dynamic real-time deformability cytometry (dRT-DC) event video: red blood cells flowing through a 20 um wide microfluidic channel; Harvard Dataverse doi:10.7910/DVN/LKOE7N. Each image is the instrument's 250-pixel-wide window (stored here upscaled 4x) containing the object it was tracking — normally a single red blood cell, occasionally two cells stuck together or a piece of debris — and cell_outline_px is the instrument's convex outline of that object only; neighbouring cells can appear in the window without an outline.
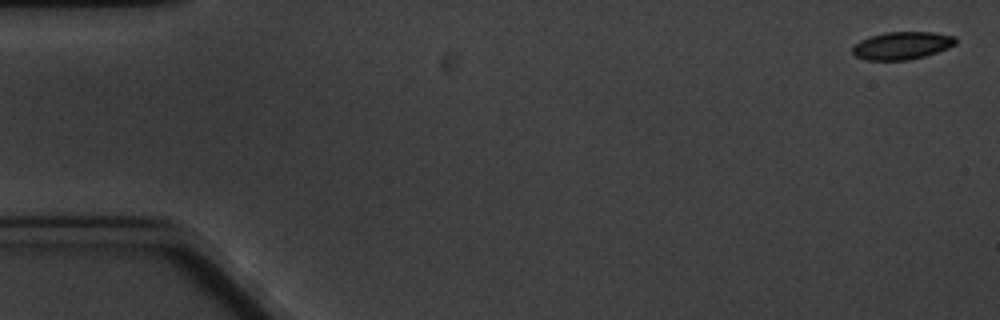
{"species": "common noctule bat (a hibernating species)", "species_latin": "Nyctalus noctula", "temperature_condition": "cold", "stored_images_in_passage": 7, "camera_frame_rate_fps": 3000, "um_per_image_px": 0.085, "animal": {"sex": "male", "body_mass_g": 20.1, "forearm_length_mm": 53.5}, "frame": {"image": 1, "passage_image": 1, "time_ms": 0.0, "image_size_px": [1000, 320], "cell_outline_px": [[956, 44], [948, 48], [924, 56], [908, 60], [864, 60], [856, 56], [852, 52], [852, 48], [860, 40], [872, 36], [888, 32], [932, 32], [956, 36]], "centroid_in_image_um": [76.68, 3.87], "position_along_channel_um": 8.3, "area_um2": 16.53}}